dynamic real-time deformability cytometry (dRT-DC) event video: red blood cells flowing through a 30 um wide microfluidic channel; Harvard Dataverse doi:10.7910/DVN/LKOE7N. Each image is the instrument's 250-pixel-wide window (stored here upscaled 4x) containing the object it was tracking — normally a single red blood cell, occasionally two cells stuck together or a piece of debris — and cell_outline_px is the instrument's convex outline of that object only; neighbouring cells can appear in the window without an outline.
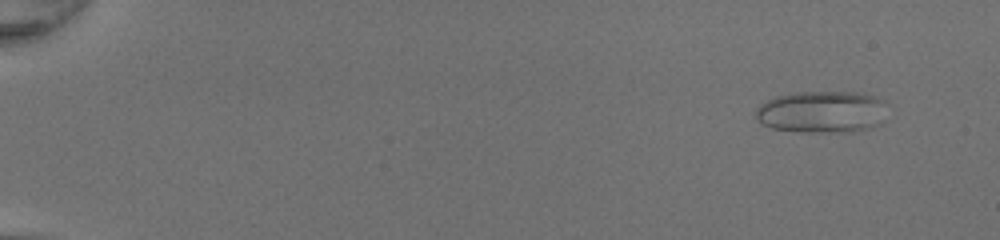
{"species": "common noctule bat (a hibernating species)", "species_latin": "Nyctalus noctula", "temperature_condition": "room temperature", "stored_images_in_passage": 51, "camera_frame_rate_fps": 3000, "um_per_image_px": 0.085, "animal": {"sex": "female", "body_mass_g": 20.0, "forearm_length_mm": 54.0}, "frame": {"image": 1, "passage_image": 5, "time_ms": 1.333, "image_size_px": [1000, 240], "cell_outline_px": [[884, 104], [880, 124], [868, 128], [852, 132], [800, 132], [772, 128], [760, 124], [756, 120], [756, 108], [760, 104], [776, 96], [796, 92], [864, 92], [884, 100]], "centroid_in_image_um": [69.81, 9.51], "position_along_channel_um": 15.2, "area_um2": 32.31}}
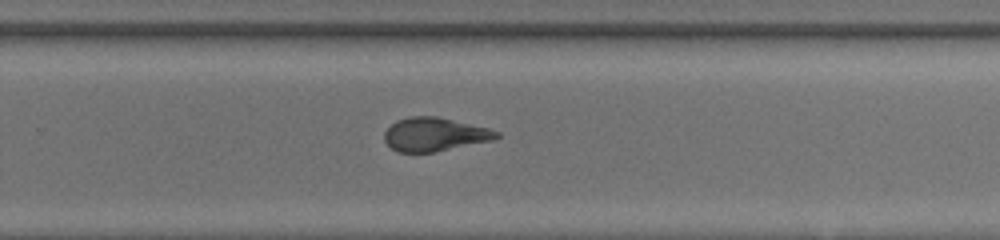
{"frame": {"image": 2, "passage_image": 36, "time_ms": 11.667, "image_size_px": [1000, 240], "cell_outline_px": [[500, 136], [496, 140], [436, 152], [396, 152], [384, 140], [384, 132], [396, 120], [408, 116], [436, 116], [488, 128], [500, 132]], "centroid_in_image_um": [36.96, 11.43], "position_along_channel_um": 292.8, "area_um2": 22.14}}
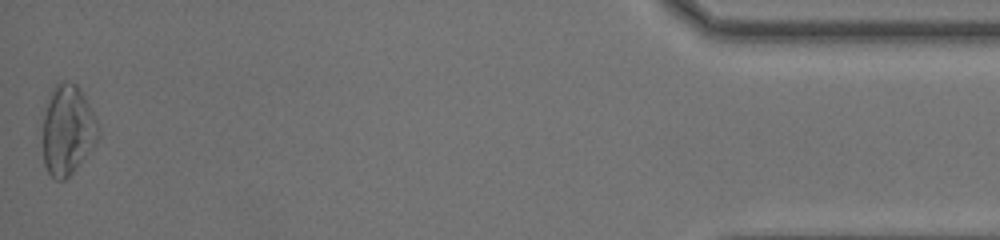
{"frame": {"image": 3, "passage_image": 51, "time_ms": 16.667, "image_size_px": [1000, 240], "cell_outline_px": [[100, 136], [96, 144], [72, 172], [64, 180], [56, 180], [48, 172], [44, 164], [44, 116], [48, 100], [52, 88], [56, 84], [64, 80], [76, 84], [84, 96], [96, 116], [100, 132]], "centroid_in_image_um": [5.78, 11.04], "position_along_channel_um": 429.4, "area_um2": 28.9}, "authors_computed_cell_mechanics": {"area_um2": 24.6806, "velocity_mm_per_s": 4.2814, "shape_relaxation_time_tau1_ms": null, "shape_relaxation_time_tau2_ms": 1.3482, "deformation_change_tau1": null, "deformation_change_tau2": 0.0996}}